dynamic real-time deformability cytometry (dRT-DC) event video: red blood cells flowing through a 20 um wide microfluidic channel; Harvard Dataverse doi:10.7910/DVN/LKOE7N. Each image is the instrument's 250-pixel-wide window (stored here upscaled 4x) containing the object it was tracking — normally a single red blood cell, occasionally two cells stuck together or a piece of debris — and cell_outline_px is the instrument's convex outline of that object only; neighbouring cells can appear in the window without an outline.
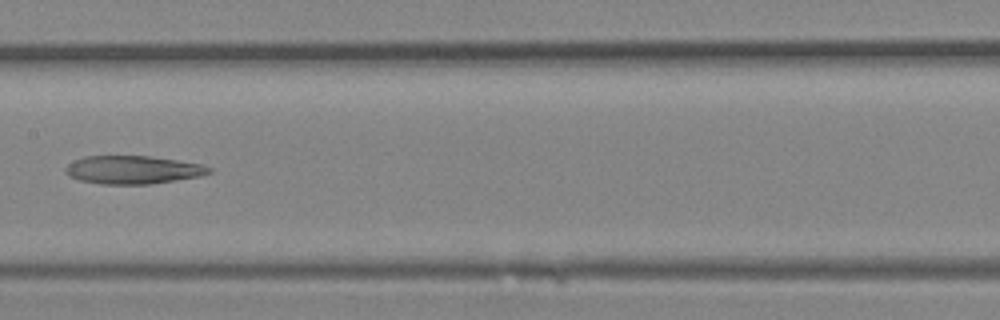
{"species": "Egyptian fruit bat (a non-hibernating species)", "species_latin": "Rousettus aegyptiacus", "temperature_condition": "room temperature", "stored_images_in_passage": 11, "camera_frame_rate_fps": 3000, "um_per_image_px": 0.085, "animal": {"sex": "female"}, "frame": {"image": 1, "passage_image": 10, "time_ms": 3.0, "image_size_px": [1000, 320], "cell_outline_px": [[212, 172], [200, 176], [152, 184], [100, 184], [80, 180], [68, 176], [64, 172], [64, 168], [68, 164], [84, 156], [152, 156], [204, 164], [212, 168]], "centroid_in_image_um": [11.31, 14.43], "position_along_channel_um": 196.1, "area_um2": 23.76}}